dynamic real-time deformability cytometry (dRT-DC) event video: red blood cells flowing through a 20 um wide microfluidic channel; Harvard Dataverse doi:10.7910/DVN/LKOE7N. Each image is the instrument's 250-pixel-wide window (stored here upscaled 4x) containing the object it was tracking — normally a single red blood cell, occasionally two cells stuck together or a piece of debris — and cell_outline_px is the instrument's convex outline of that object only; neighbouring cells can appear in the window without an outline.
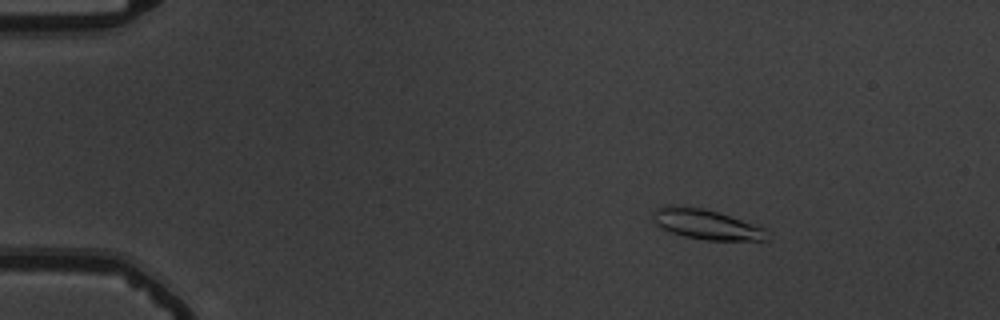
{"species": "common noctule bat (a hibernating species)", "species_latin": "Nyctalus noctula", "temperature_condition": "warm", "stored_images_in_passage": 57, "camera_frame_rate_fps": 3000, "um_per_image_px": 0.085, "animal": {"sex": "male", "body_mass_g": 19.5, "forearm_length_mm": 54.6}, "frame": {"image": 1, "passage_image": 10, "time_ms": 3.0, "image_size_px": [1000, 320], "cell_outline_px": [[764, 240], [704, 240], [684, 236], [660, 228], [652, 220], [652, 212], [656, 208], [664, 204], [668, 204], [704, 208], [764, 228]], "centroid_in_image_um": [59.87, 19.04], "position_along_channel_um": 25.1, "area_um2": 19.65}}
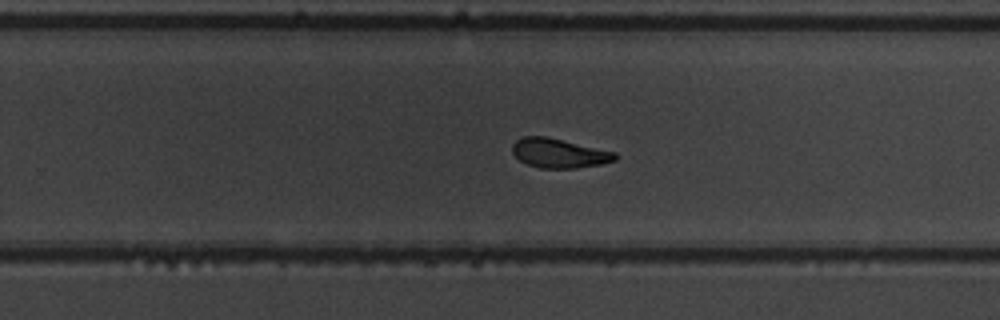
{"frame": {"image": 2, "passage_image": 38, "time_ms": 12.333, "image_size_px": [1000, 320], "cell_outline_px": [[616, 160], [600, 164], [576, 168], [540, 168], [528, 164], [520, 160], [512, 152], [512, 144], [516, 140], [524, 136], [544, 136], [616, 152]], "centroid_in_image_um": [47.5, 13.02], "position_along_channel_um": 282.3, "area_um2": 17.34}}
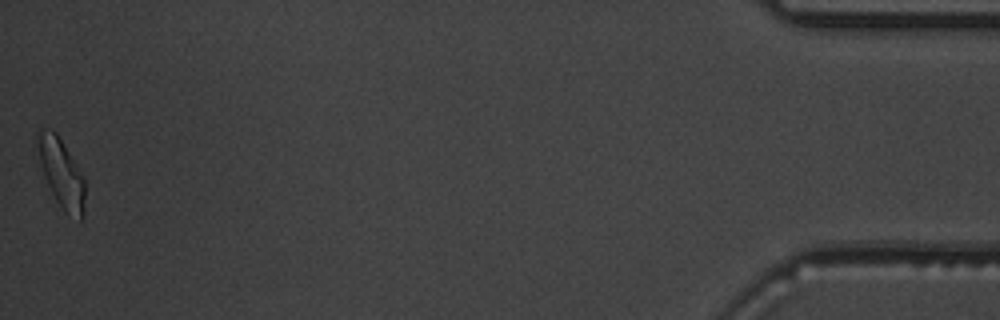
{"frame": {"image": 3, "passage_image": 57, "time_ms": 18.667, "image_size_px": [1000, 320], "cell_outline_px": [[84, 216], [80, 220], [64, 212], [56, 200], [44, 176], [40, 160], [36, 132], [40, 128], [56, 132], [84, 176]], "centroid_in_image_um": [5.23, 14.73], "position_along_channel_um": 430.0, "area_um2": 18.61}, "authors_computed_cell_mechanics": {"area_um2": 18.3226, "velocity_mm_per_s": 3.6969, "shape_relaxation_time_tau1_ms": 4.8987, "shape_relaxation_time_tau2_ms": 3.7517, "deformation_change_tau1": 0.1768, "deformation_change_tau2": 0.08}}